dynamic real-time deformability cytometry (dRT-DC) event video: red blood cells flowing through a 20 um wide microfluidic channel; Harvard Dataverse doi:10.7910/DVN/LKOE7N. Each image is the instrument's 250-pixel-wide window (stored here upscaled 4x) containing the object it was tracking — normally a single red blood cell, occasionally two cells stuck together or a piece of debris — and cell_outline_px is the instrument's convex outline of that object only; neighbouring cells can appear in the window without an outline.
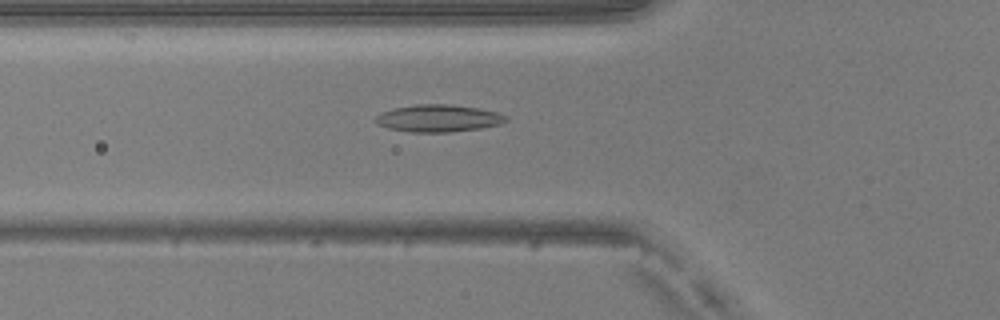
{"species": "common noctule bat (a hibernating species)", "species_latin": "Nyctalus noctula", "temperature_condition": "warm", "stored_images_in_passage": 50, "camera_frame_rate_fps": 3000, "um_per_image_px": 0.085, "animal": {"sex": "male", "body_mass_g": 20.5, "forearm_length_mm": 52.5}, "frame": {"image": 1, "passage_image": 18, "time_ms": 5.667, "image_size_px": [1000, 320], "cell_outline_px": [[508, 120], [500, 124], [480, 128], [452, 132], [408, 132], [388, 128], [376, 124], [372, 120], [380, 112], [392, 108], [416, 104], [452, 104], [480, 108], [496, 112], [508, 116]], "centroid_in_image_um": [37.22, 10.05], "position_along_channel_um": 88.6, "area_um2": 21.04}}
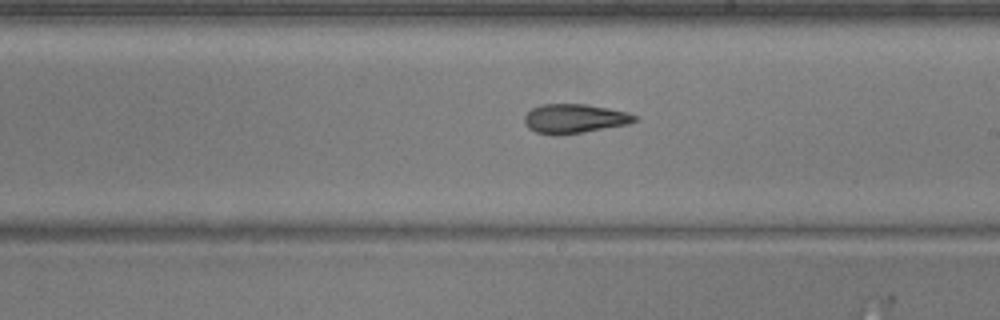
{"frame": {"image": 2, "passage_image": 29, "time_ms": 9.333, "image_size_px": [1000, 320], "cell_outline_px": [[636, 120], [628, 124], [584, 132], [536, 132], [528, 128], [524, 124], [524, 116], [532, 108], [540, 104], [584, 104], [608, 108], [628, 112], [636, 116]], "centroid_in_image_um": [48.84, 10.04], "position_along_channel_um": 240.2, "area_um2": 18.15}}
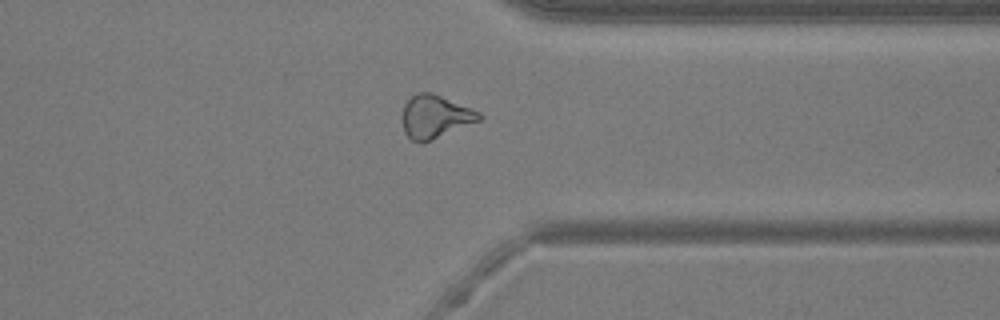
{"frame": {"image": 3, "passage_image": 39, "time_ms": 12.667, "image_size_px": [1000, 320], "cell_outline_px": [[484, 116], [480, 120], [428, 140], [412, 140], [404, 132], [404, 104], [416, 92], [432, 92], [472, 108], [480, 112]], "centroid_in_image_um": [37.02, 9.86], "position_along_channel_um": 374.4, "area_um2": 18.61}, "authors_computed_cell_mechanics": {"area_um2": 20.1433, "velocity_mm_per_s": 4.1121, "shape_relaxation_time_tau1_ms": null, "shape_relaxation_time_tau2_ms": 3.7405, "deformation_change_tau1": null, "deformation_change_tau2": 0.1358}}